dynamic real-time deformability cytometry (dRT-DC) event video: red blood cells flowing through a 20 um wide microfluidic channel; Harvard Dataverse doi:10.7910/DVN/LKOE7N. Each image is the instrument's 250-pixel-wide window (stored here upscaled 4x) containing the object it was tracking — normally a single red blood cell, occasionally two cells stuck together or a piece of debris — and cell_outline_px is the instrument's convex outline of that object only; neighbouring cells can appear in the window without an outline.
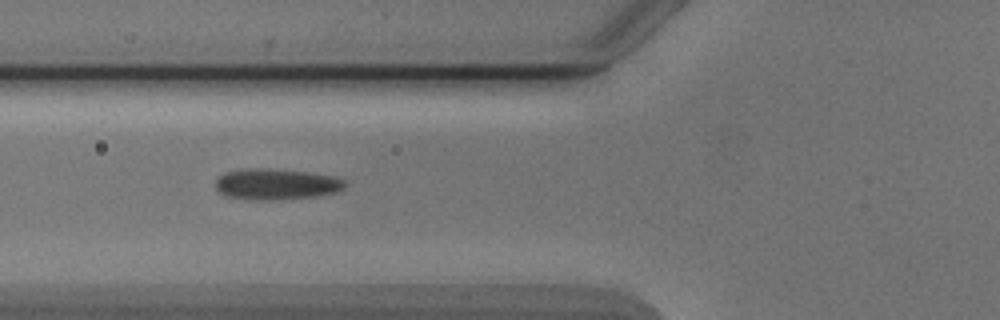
{"species": "Egyptian fruit bat (a non-hibernating species)", "species_latin": "Rousettus aegyptiacus", "temperature_condition": "cold", "stored_images_in_passage": 7, "camera_frame_rate_fps": 3000, "um_per_image_px": 0.085, "animal": {"sex": "male"}, "frame": {"image": 1, "passage_image": 7, "time_ms": 7.333, "image_size_px": [1000, 320], "cell_outline_px": [[348, 184], [344, 188], [336, 192], [320, 196], [272, 200], [248, 200], [224, 196], [216, 188], [216, 180], [224, 172], [248, 168], [268, 168], [308, 172], [336, 176], [344, 180]], "centroid_in_image_um": [23.5, 15.66], "position_along_channel_um": 102.3, "area_um2": 23.76}}